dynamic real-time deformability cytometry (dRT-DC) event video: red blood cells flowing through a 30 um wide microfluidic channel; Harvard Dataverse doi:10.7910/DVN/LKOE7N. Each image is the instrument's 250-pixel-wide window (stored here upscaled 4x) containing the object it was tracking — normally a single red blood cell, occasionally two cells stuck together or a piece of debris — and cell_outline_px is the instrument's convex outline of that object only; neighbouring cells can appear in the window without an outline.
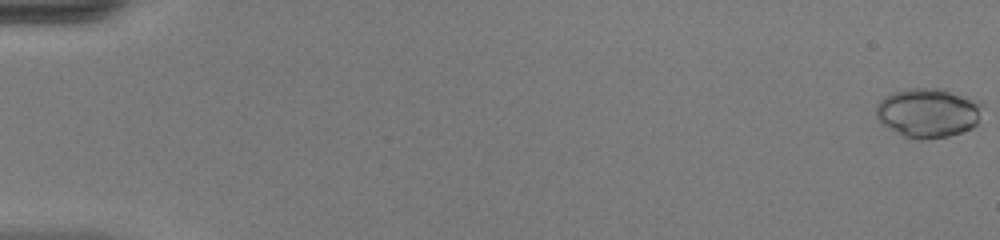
{"species": "common noctule bat (a hibernating species)", "species_latin": "Nyctalus noctula", "temperature_condition": "warm", "stored_images_in_passage": 51, "camera_frame_rate_fps": 3000, "um_per_image_px": 0.085, "animal": {"sex": "female", "body_mass_g": 20.0, "forearm_length_mm": 54.0}, "frame": {"image": 1, "passage_image": 1, "time_ms": 0.0, "image_size_px": [1000, 240], "cell_outline_px": [[984, 104], [980, 124], [972, 128], [948, 136], [928, 140], [916, 140], [904, 136], [884, 124], [876, 116], [876, 104], [884, 96], [892, 92], [908, 88], [944, 88], [980, 100]], "centroid_in_image_um": [78.97, 9.57], "position_along_channel_um": 6.0, "area_um2": 31.33}}
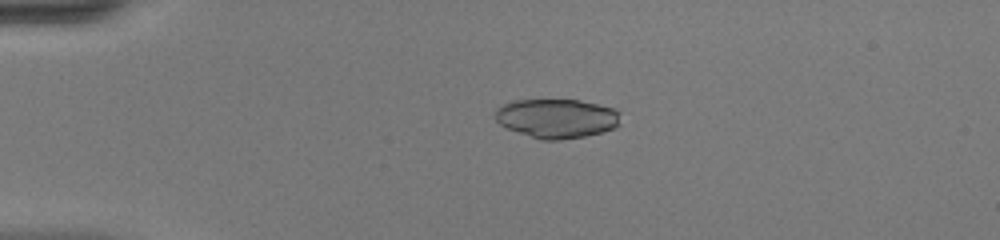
{"frame": {"image": 2, "passage_image": 13, "time_ms": 4.0, "image_size_px": [1000, 240], "cell_outline_px": [[620, 124], [616, 128], [604, 132], [584, 136], [560, 140], [540, 140], [508, 128], [500, 124], [496, 120], [496, 108], [512, 100], [580, 100], [612, 108], [620, 112]], "centroid_in_image_um": [47.35, 10.07], "position_along_channel_um": 37.6, "area_um2": 28.67}}